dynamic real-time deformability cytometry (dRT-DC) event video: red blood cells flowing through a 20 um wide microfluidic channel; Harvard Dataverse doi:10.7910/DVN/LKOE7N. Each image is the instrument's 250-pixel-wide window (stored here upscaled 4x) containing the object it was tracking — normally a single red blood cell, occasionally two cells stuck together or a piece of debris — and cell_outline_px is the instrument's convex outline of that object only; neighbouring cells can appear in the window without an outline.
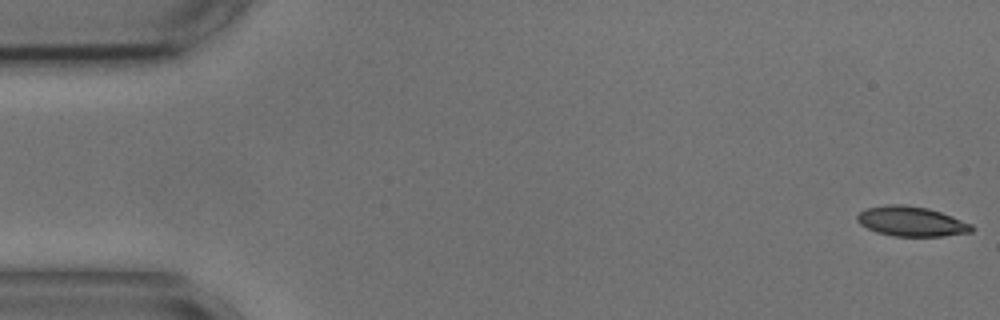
{"species": "common noctule bat (a hibernating species)", "species_latin": "Nyctalus noctula", "temperature_condition": "cold", "stored_images_in_passage": 54, "camera_frame_rate_fps": 3000, "um_per_image_px": 0.085, "animal": {"sex": "male", "body_mass_g": 17.9, "forearm_length_mm": 54.2}, "frame": {"image": 1, "passage_image": 1, "time_ms": 0.0, "image_size_px": [1000, 320], "cell_outline_px": [[976, 228], [972, 232], [944, 236], [892, 236], [876, 232], [860, 224], [856, 220], [856, 216], [860, 212], [868, 208], [892, 204], [900, 204], [928, 208], [952, 216], [972, 224]], "centroid_in_image_um": [77.5, 18.83], "position_along_channel_um": 7.5, "area_um2": 19.88}}
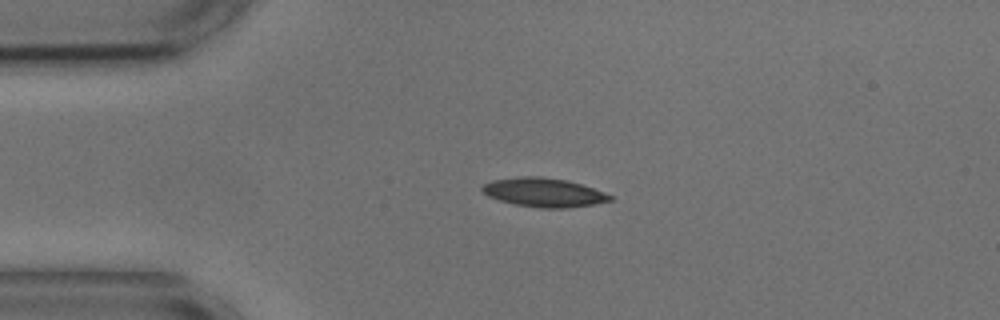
{"frame": {"image": 2, "passage_image": 12, "time_ms": 3.667, "image_size_px": [1000, 320], "cell_outline_px": [[612, 200], [592, 204], [568, 208], [540, 208], [516, 204], [500, 200], [488, 196], [480, 188], [484, 184], [492, 180], [524, 176], [540, 176], [564, 180], [580, 184], [604, 192], [612, 196]], "centroid_in_image_um": [46.2, 16.36], "position_along_channel_um": 38.8, "area_um2": 21.21}}
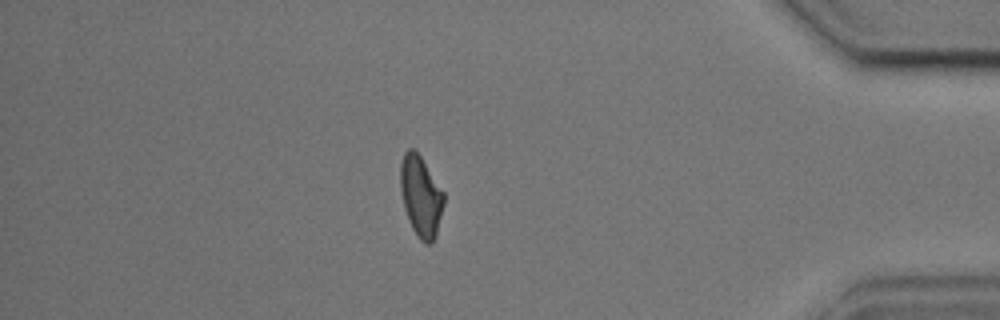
{"frame": {"image": 3, "passage_image": 47, "time_ms": 15.333, "image_size_px": [1000, 320], "cell_outline_px": [[444, 204], [436, 236], [432, 244], [424, 244], [416, 236], [412, 228], [404, 208], [400, 188], [400, 164], [404, 152], [408, 148], [412, 148], [420, 156], [444, 192]], "centroid_in_image_um": [35.77, 16.71], "position_along_channel_um": 399.4, "area_um2": 20.52}, "authors_computed_cell_mechanics": {"area_um2": 20.7213, "velocity_mm_per_s": 3.6431, "shape_relaxation_time_tau1_ms": 4.8106, "shape_relaxation_time_tau2_ms": 3.0455, "deformation_change_tau1": 0.1336, "deformation_change_tau2": 0.093}}